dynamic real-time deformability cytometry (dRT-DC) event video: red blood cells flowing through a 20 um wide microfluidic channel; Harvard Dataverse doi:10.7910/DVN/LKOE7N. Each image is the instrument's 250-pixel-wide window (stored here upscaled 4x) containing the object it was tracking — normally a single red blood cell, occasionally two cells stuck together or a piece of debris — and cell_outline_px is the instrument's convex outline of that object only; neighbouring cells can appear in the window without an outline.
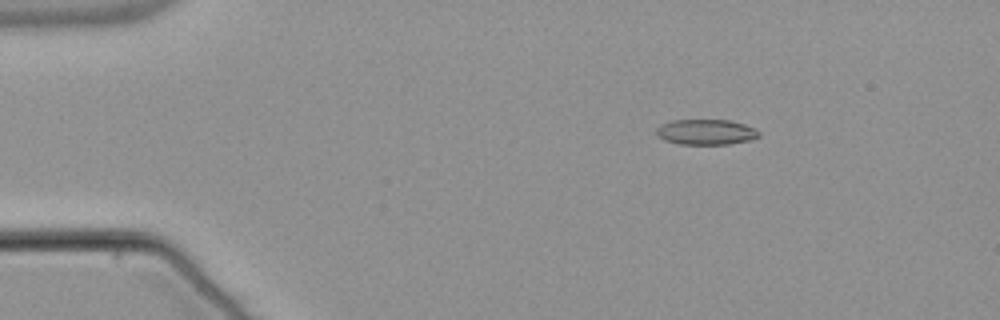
{"species": "common noctule bat (a hibernating species)", "species_latin": "Nyctalus noctula", "temperature_condition": "warm", "stored_images_in_passage": 54, "camera_frame_rate_fps": 3000, "um_per_image_px": 0.085, "animal": {"sex": "male", "body_mass_g": 21.5, "forearm_length_mm": 52.0}, "frame": {"image": 1, "passage_image": 9, "time_ms": 2.667, "image_size_px": [1000, 320], "cell_outline_px": [[760, 136], [752, 140], [728, 144], [680, 144], [664, 140], [656, 136], [656, 128], [660, 124], [672, 120], [728, 120], [744, 124], [760, 132]], "centroid_in_image_um": [59.98, 11.22], "position_along_channel_um": 25.0, "area_um2": 15.26}}
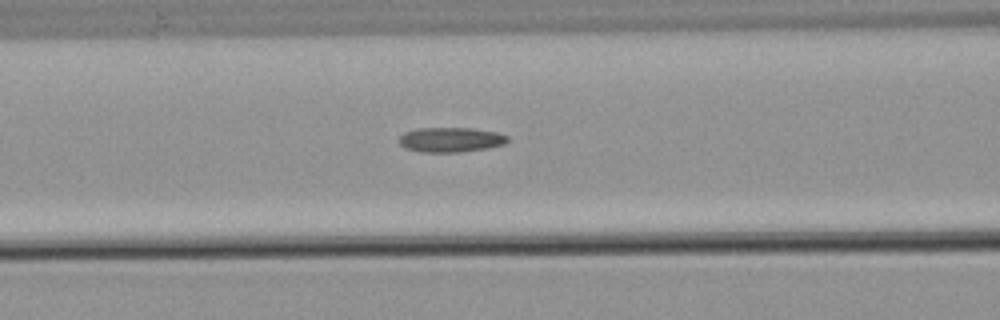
{"frame": {"image": 2, "passage_image": 23, "time_ms": 7.333, "image_size_px": [1000, 320], "cell_outline_px": [[508, 140], [504, 144], [488, 148], [460, 152], [420, 152], [404, 148], [400, 144], [400, 136], [404, 132], [416, 128], [472, 128], [496, 132], [508, 136]], "centroid_in_image_um": [38.29, 11.87], "position_along_channel_um": 128.3, "area_um2": 15.72}}
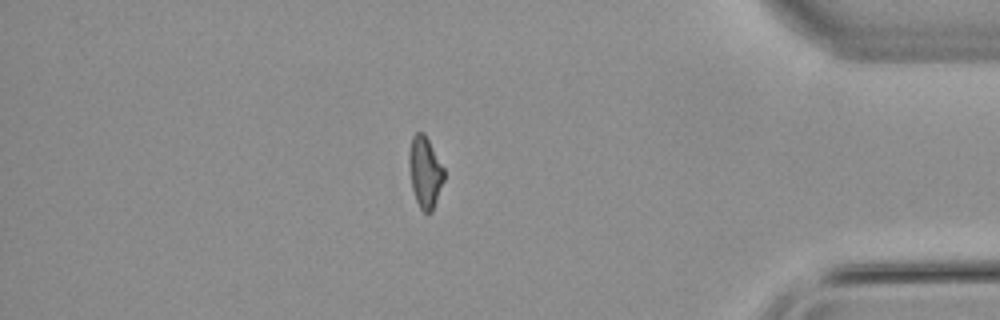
{"frame": {"image": 3, "passage_image": 47, "time_ms": 15.333, "image_size_px": [1000, 320], "cell_outline_px": [[444, 180], [432, 212], [428, 216], [420, 208], [416, 200], [412, 188], [408, 164], [408, 152], [412, 136], [416, 132], [424, 132], [444, 168]], "centroid_in_image_um": [36.11, 14.63], "position_along_channel_um": 399.1, "area_um2": 14.68}, "authors_computed_cell_mechanics": {"area_um2": 15.028, "velocity_mm_per_s": 3.8201, "shape_relaxation_time_tau1_ms": null, "shape_relaxation_time_tau2_ms": 4.6064, "deformation_change_tau1": null, "deformation_change_tau2": 0.1313}}